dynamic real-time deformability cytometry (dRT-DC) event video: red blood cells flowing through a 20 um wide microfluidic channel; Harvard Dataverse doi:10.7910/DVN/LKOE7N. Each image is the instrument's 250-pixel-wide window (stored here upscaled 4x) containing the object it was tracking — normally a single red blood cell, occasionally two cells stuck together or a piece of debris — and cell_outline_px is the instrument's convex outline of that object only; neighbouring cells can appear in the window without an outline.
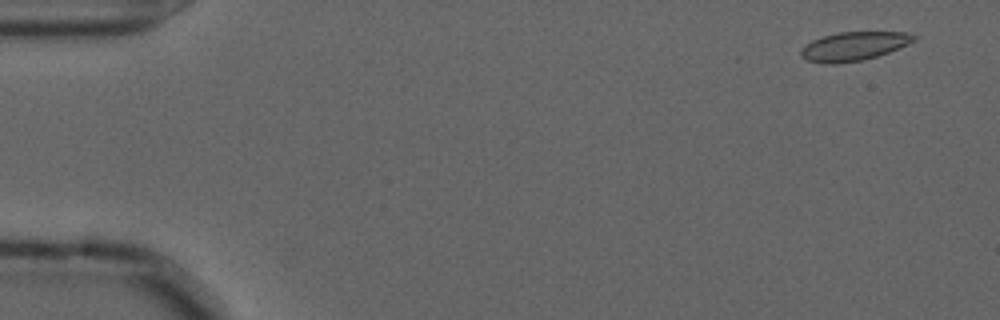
{"species": "common noctule bat (a hibernating species)", "species_latin": "Nyctalus noctula", "temperature_condition": "cold", "stored_images_in_passage": 8, "camera_frame_rate_fps": 3000, "um_per_image_px": 0.085, "animal": {"sex": "male", "forearm_length_mm": 52.5}, "frame": {"image": 1, "passage_image": 3, "time_ms": 0.667, "image_size_px": [1000, 320], "cell_outline_px": [[916, 40], [908, 44], [888, 52], [876, 56], [860, 60], [836, 64], [824, 64], [808, 60], [800, 56], [800, 52], [812, 40], [824, 36], [840, 32], [904, 32], [916, 36]], "centroid_in_image_um": [72.57, 3.93], "position_along_channel_um": 12.4, "area_um2": 18.61}}